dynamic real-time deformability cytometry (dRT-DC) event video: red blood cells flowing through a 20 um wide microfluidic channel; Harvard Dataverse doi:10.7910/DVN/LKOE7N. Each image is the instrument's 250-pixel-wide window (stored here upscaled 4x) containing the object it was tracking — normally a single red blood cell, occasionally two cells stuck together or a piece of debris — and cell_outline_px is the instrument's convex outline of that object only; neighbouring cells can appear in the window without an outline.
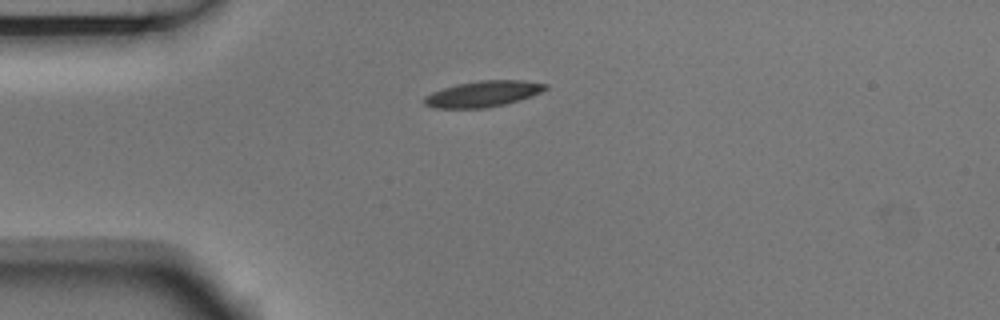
{"species": "Egyptian fruit bat (a non-hibernating species)", "species_latin": "Rousettus aegyptiacus", "temperature_condition": "room temperature", "stored_images_in_passage": 2, "camera_frame_rate_fps": 3000, "um_per_image_px": 0.085, "animal": {"sex": "male"}, "frame": {"image": 1, "passage_image": 1, "time_ms": 0.0, "image_size_px": [1000, 320], "cell_outline_px": [[548, 88], [532, 96], [520, 100], [504, 104], [484, 108], [432, 108], [424, 104], [424, 96], [432, 92], [456, 84], [480, 80], [524, 80], [548, 84]], "centroid_in_image_um": [41.06, 7.97], "position_along_channel_um": 43.9, "area_um2": 18.38}}